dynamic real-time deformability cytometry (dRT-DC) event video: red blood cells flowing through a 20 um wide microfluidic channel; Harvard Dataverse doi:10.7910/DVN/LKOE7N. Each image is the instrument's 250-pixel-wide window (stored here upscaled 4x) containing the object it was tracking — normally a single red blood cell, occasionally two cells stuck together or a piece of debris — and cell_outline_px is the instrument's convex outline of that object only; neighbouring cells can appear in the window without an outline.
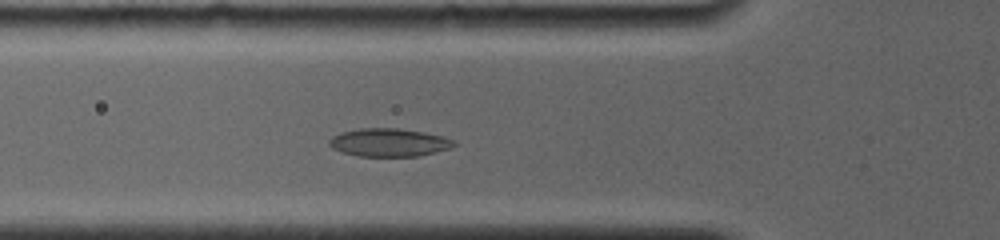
{"species": "common noctule bat (a hibernating species)", "species_latin": "Nyctalus noctula", "temperature_condition": "room temperature", "stored_images_in_passage": 23, "camera_frame_rate_fps": 4000, "um_per_image_px": 0.085, "animal": {"sex": "female", "body_mass_g": 19.0, "forearm_length_mm": 56.7}, "frame": {"image": 1, "passage_image": 12, "time_ms": 3.5, "image_size_px": [1000, 240], "cell_outline_px": [[456, 144], [448, 148], [436, 152], [416, 156], [360, 156], [344, 152], [332, 148], [328, 144], [328, 140], [332, 136], [340, 132], [360, 128], [396, 128], [424, 132], [444, 136], [456, 140]], "centroid_in_image_um": [33.06, 12.1], "position_along_channel_um": 92.7, "area_um2": 20.4}}
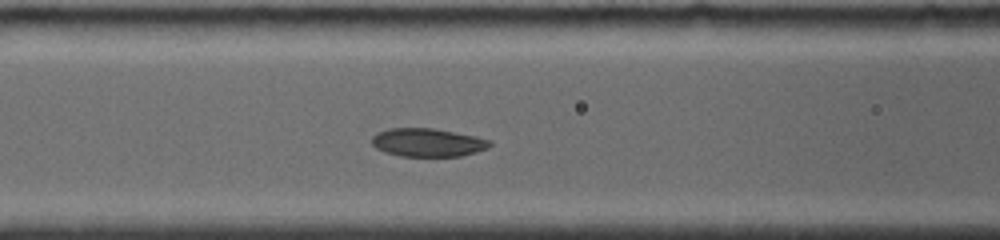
{"frame": {"image": 2, "passage_image": 16, "time_ms": 4.5, "image_size_px": [1000, 240], "cell_outline_px": [[492, 144], [488, 148], [476, 152], [460, 156], [400, 156], [384, 152], [376, 148], [372, 144], [372, 136], [376, 132], [388, 128], [432, 128], [476, 136], [492, 140]], "centroid_in_image_um": [36.35, 12.11], "position_along_channel_um": 130.3, "area_um2": 19.59}}
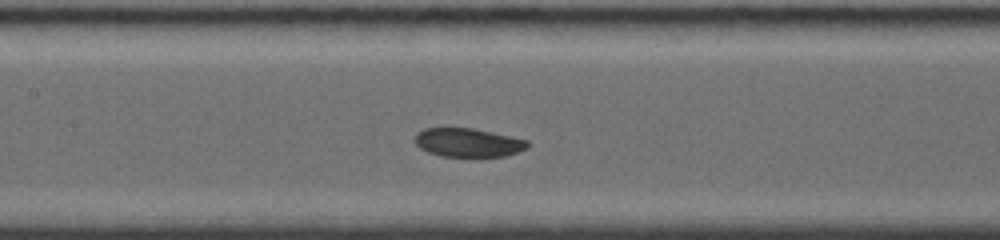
{"frame": {"image": 3, "passage_image": 21, "time_ms": 5.5, "image_size_px": [1000, 240], "cell_outline_px": [[528, 148], [504, 156], [440, 156], [428, 152], [420, 148], [412, 140], [416, 132], [424, 128], [472, 128], [492, 132], [528, 140]], "centroid_in_image_um": [39.73, 12.11], "position_along_channel_um": 167.7, "area_um2": 18.84}}